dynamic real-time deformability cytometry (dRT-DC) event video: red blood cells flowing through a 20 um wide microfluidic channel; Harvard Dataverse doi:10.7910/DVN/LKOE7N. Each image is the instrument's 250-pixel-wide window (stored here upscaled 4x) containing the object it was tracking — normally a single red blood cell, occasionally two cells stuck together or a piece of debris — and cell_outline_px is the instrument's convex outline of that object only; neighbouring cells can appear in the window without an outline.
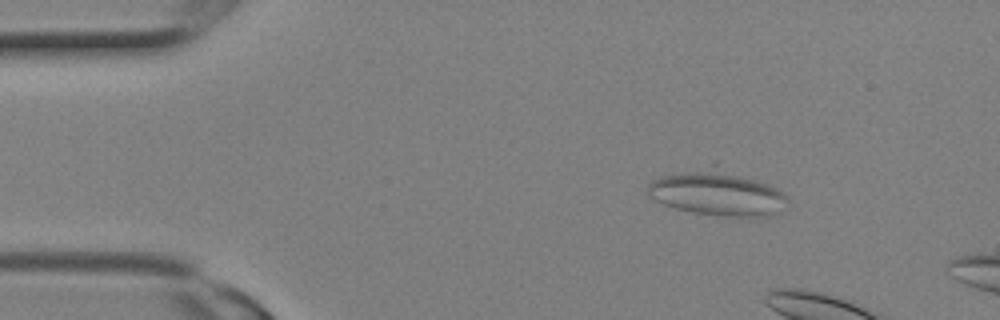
{"species": "Egyptian fruit bat (a non-hibernating species)", "species_latin": "Rousettus aegyptiacus", "temperature_condition": "room temperature", "stored_images_in_passage": 3, "camera_frame_rate_fps": 3000, "um_per_image_px": 0.085, "animal": {"sex": "female"}, "frame": {"image": 1, "passage_image": 1, "time_ms": 0.0, "image_size_px": [1000, 320], "cell_outline_px": [[788, 200], [780, 212], [776, 216], [752, 220], [720, 216], [692, 212], [676, 208], [664, 204], [648, 196], [648, 184], [652, 180], [660, 176], [712, 160], [716, 160], [768, 184], [784, 192], [788, 196]], "centroid_in_image_um": [61.03, 16.34], "position_along_channel_um": 24.0, "area_um2": 39.59}}